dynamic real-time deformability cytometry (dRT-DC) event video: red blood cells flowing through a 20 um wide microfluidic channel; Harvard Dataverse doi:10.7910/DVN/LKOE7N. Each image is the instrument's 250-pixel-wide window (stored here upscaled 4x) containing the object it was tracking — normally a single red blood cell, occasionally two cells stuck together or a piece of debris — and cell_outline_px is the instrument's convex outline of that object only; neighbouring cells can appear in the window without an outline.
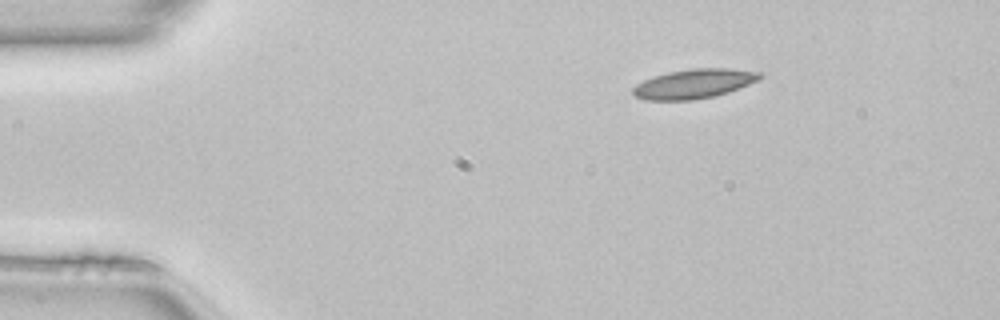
{"species": "common noctule bat (a hibernating species)", "species_latin": "Nyctalus noctula", "temperature_condition": "room temperature", "stored_images_in_passage": 43, "camera_frame_rate_fps": 3000, "um_per_image_px": 0.085, "animal": {"sex": "female", "body_mass_g": 22.7, "forearm_length_mm": 54.2}, "frame": {"image": 1, "passage_image": 1, "time_ms": 0.0, "image_size_px": [1000, 320], "cell_outline_px": [[764, 76], [760, 80], [728, 92], [712, 96], [692, 100], [648, 100], [636, 96], [632, 92], [632, 88], [636, 84], [652, 76], [668, 72], [692, 68], [728, 68], [764, 72]], "centroid_in_image_um": [59.03, 7.1], "position_along_channel_um": 26.0, "area_um2": 21.85}}
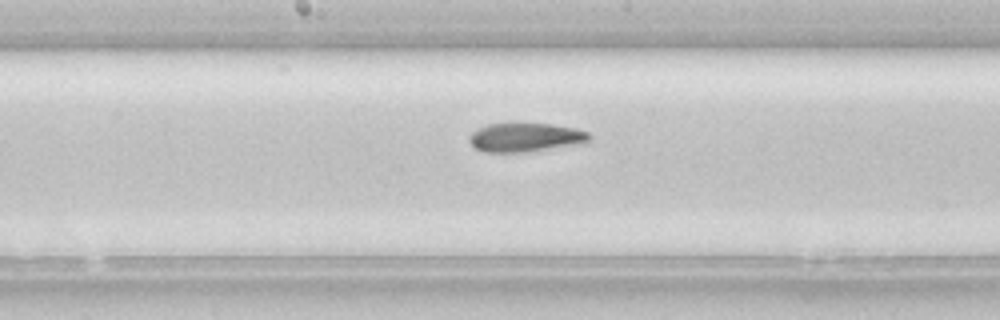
{"frame": {"image": 2, "passage_image": 19, "time_ms": 6.0, "image_size_px": [1000, 320], "cell_outline_px": [[592, 140], [588, 144], [528, 152], [484, 152], [476, 148], [468, 140], [468, 136], [472, 132], [488, 124], [552, 124], [576, 128], [588, 132], [592, 136]], "centroid_in_image_um": [44.78, 11.7], "position_along_channel_um": 203.4, "area_um2": 20.58}}
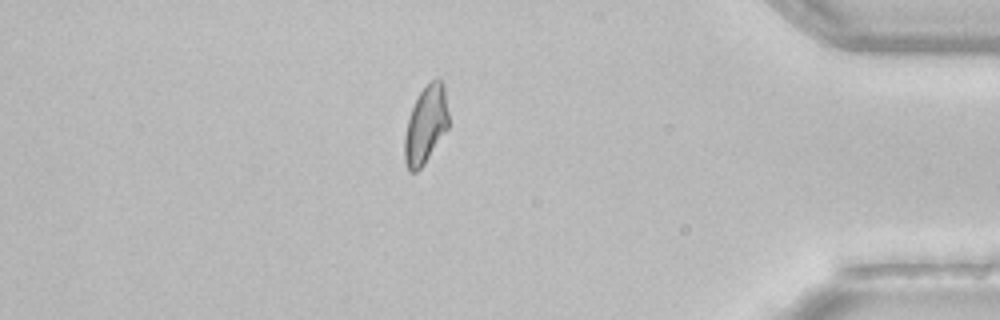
{"frame": {"image": 3, "passage_image": 36, "time_ms": 11.667, "image_size_px": [1000, 320], "cell_outline_px": [[448, 128], [424, 164], [416, 172], [408, 172], [404, 160], [404, 136], [408, 116], [420, 92], [432, 80], [440, 80], [444, 84], [448, 112]], "centroid_in_image_um": [36.17, 10.64], "position_along_channel_um": 399.0, "area_um2": 19.83}, "authors_computed_cell_mechanics": {"area_um2": 20.4612, "velocity_mm_per_s": 4.1106, "shape_relaxation_time_tau1_ms": null, "shape_relaxation_time_tau2_ms": 9.2413, "deformation_change_tau1": null, "deformation_change_tau2": 0.1624}}